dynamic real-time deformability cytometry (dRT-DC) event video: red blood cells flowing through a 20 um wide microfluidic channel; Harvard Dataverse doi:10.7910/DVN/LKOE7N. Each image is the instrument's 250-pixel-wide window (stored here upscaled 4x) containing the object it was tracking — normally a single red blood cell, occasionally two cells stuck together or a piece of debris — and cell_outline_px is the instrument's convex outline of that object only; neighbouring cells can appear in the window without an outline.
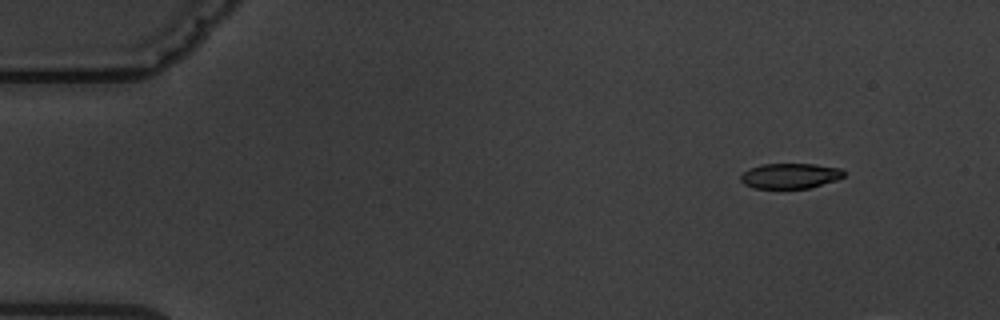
{"species": "common noctule bat (a hibernating species)", "species_latin": "Nyctalus noctula", "temperature_condition": "warm", "stored_images_in_passage": 5, "camera_frame_rate_fps": 3000, "um_per_image_px": 0.085, "animal": {"sex": "male", "body_mass_g": 19.5, "forearm_length_mm": 54.6}, "frame": {"image": 1, "passage_image": 2, "time_ms": 1.333, "image_size_px": [1000, 320], "cell_outline_px": [[844, 176], [836, 180], [808, 188], [752, 188], [744, 184], [740, 180], [740, 176], [748, 168], [760, 164], [816, 164], [840, 168], [844, 172]], "centroid_in_image_um": [67.12, 14.94], "position_along_channel_um": 17.9, "area_um2": 15.2}}